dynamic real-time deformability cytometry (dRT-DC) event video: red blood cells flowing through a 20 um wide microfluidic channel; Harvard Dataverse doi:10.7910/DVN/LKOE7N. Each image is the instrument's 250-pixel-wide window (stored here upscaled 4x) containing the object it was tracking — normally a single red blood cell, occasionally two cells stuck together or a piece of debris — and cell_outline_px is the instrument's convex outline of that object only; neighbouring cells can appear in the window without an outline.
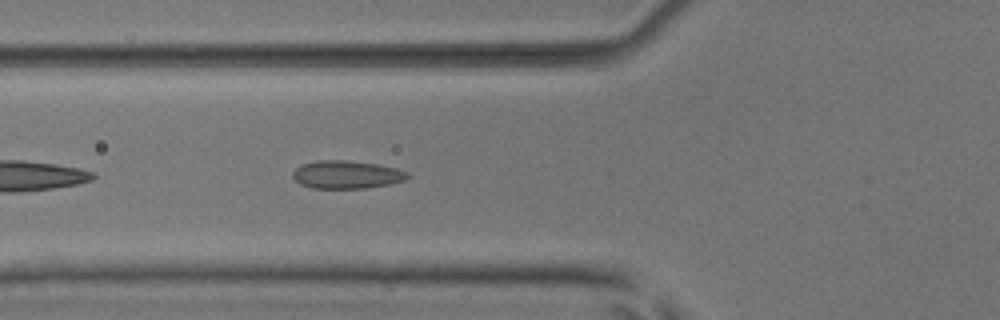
{"species": "common noctule bat (a hibernating species)", "species_latin": "Nyctalus noctula", "temperature_condition": "room temperature", "stored_images_in_passage": 5, "camera_frame_rate_fps": 3000, "um_per_image_px": 0.085, "animal": {"sex": "male", "body_mass_g": 17.9, "forearm_length_mm": 54.2}, "frame": {"image": 1, "passage_image": 5, "time_ms": 1.333, "image_size_px": [1000, 320], "cell_outline_px": [[408, 176], [404, 180], [388, 184], [368, 188], [312, 188], [300, 184], [292, 176], [292, 172], [300, 164], [316, 160], [348, 160], [380, 164], [396, 168], [408, 172]], "centroid_in_image_um": [29.43, 14.83], "position_along_channel_um": 96.4, "area_um2": 18.84}}